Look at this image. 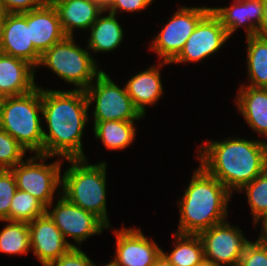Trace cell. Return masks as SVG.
<instances>
[{
    "mask_svg": "<svg viewBox=\"0 0 267 266\" xmlns=\"http://www.w3.org/2000/svg\"><path fill=\"white\" fill-rule=\"evenodd\" d=\"M89 104L84 90L42 89L43 154L65 159L86 158L81 138L88 121Z\"/></svg>",
    "mask_w": 267,
    "mask_h": 266,
    "instance_id": "6da1fadb",
    "label": "cell"
},
{
    "mask_svg": "<svg viewBox=\"0 0 267 266\" xmlns=\"http://www.w3.org/2000/svg\"><path fill=\"white\" fill-rule=\"evenodd\" d=\"M200 165L232 194L267 168V142L228 138L207 141L199 149Z\"/></svg>",
    "mask_w": 267,
    "mask_h": 266,
    "instance_id": "7a4b0ae2",
    "label": "cell"
},
{
    "mask_svg": "<svg viewBox=\"0 0 267 266\" xmlns=\"http://www.w3.org/2000/svg\"><path fill=\"white\" fill-rule=\"evenodd\" d=\"M182 198L179 200L180 222L176 233L198 235L226 221L231 193L201 165L193 173Z\"/></svg>",
    "mask_w": 267,
    "mask_h": 266,
    "instance_id": "3957f363",
    "label": "cell"
},
{
    "mask_svg": "<svg viewBox=\"0 0 267 266\" xmlns=\"http://www.w3.org/2000/svg\"><path fill=\"white\" fill-rule=\"evenodd\" d=\"M42 88L0 99V128L26 151L43 154Z\"/></svg>",
    "mask_w": 267,
    "mask_h": 266,
    "instance_id": "277c9868",
    "label": "cell"
},
{
    "mask_svg": "<svg viewBox=\"0 0 267 266\" xmlns=\"http://www.w3.org/2000/svg\"><path fill=\"white\" fill-rule=\"evenodd\" d=\"M72 165L61 178L60 196L92 212L110 227L106 207V162L87 164V158L66 159Z\"/></svg>",
    "mask_w": 267,
    "mask_h": 266,
    "instance_id": "5b68a950",
    "label": "cell"
},
{
    "mask_svg": "<svg viewBox=\"0 0 267 266\" xmlns=\"http://www.w3.org/2000/svg\"><path fill=\"white\" fill-rule=\"evenodd\" d=\"M74 40L73 37L66 36L46 50L41 55L39 66H47L65 82L75 84L77 90L85 91L102 70L98 69L88 48H80Z\"/></svg>",
    "mask_w": 267,
    "mask_h": 266,
    "instance_id": "8992f818",
    "label": "cell"
},
{
    "mask_svg": "<svg viewBox=\"0 0 267 266\" xmlns=\"http://www.w3.org/2000/svg\"><path fill=\"white\" fill-rule=\"evenodd\" d=\"M95 81L85 90L89 106L94 101V122L109 120L135 121L143 116L134 106L126 87L119 88L110 77L102 71Z\"/></svg>",
    "mask_w": 267,
    "mask_h": 266,
    "instance_id": "52a82bcc",
    "label": "cell"
},
{
    "mask_svg": "<svg viewBox=\"0 0 267 266\" xmlns=\"http://www.w3.org/2000/svg\"><path fill=\"white\" fill-rule=\"evenodd\" d=\"M53 156L35 154L13 167L17 189L30 193L41 201L46 208H51L56 189L61 186V159L60 161L44 164L45 159ZM40 160L39 162H36ZM36 162V163H35Z\"/></svg>",
    "mask_w": 267,
    "mask_h": 266,
    "instance_id": "ba28073f",
    "label": "cell"
},
{
    "mask_svg": "<svg viewBox=\"0 0 267 266\" xmlns=\"http://www.w3.org/2000/svg\"><path fill=\"white\" fill-rule=\"evenodd\" d=\"M211 10V7H181L153 38V49L163 61L158 67L171 62L179 55L187 39L198 22Z\"/></svg>",
    "mask_w": 267,
    "mask_h": 266,
    "instance_id": "9c48e42d",
    "label": "cell"
},
{
    "mask_svg": "<svg viewBox=\"0 0 267 266\" xmlns=\"http://www.w3.org/2000/svg\"><path fill=\"white\" fill-rule=\"evenodd\" d=\"M204 259L217 266H238L246 244L243 232L227 221L214 225L198 234Z\"/></svg>",
    "mask_w": 267,
    "mask_h": 266,
    "instance_id": "30bf717a",
    "label": "cell"
},
{
    "mask_svg": "<svg viewBox=\"0 0 267 266\" xmlns=\"http://www.w3.org/2000/svg\"><path fill=\"white\" fill-rule=\"evenodd\" d=\"M52 209L50 211L46 208V214L55 223L68 243L66 238L68 236L80 245L88 237L101 234L104 228H109L95 214L71 203L64 196L58 199L55 208Z\"/></svg>",
    "mask_w": 267,
    "mask_h": 266,
    "instance_id": "8fae6325",
    "label": "cell"
},
{
    "mask_svg": "<svg viewBox=\"0 0 267 266\" xmlns=\"http://www.w3.org/2000/svg\"><path fill=\"white\" fill-rule=\"evenodd\" d=\"M219 18L210 10L197 24L171 63L198 62L221 49L229 39Z\"/></svg>",
    "mask_w": 267,
    "mask_h": 266,
    "instance_id": "7c38bea8",
    "label": "cell"
},
{
    "mask_svg": "<svg viewBox=\"0 0 267 266\" xmlns=\"http://www.w3.org/2000/svg\"><path fill=\"white\" fill-rule=\"evenodd\" d=\"M116 255L113 266H153L162 253L161 248L148 240L138 228L116 230Z\"/></svg>",
    "mask_w": 267,
    "mask_h": 266,
    "instance_id": "4fadbf2b",
    "label": "cell"
},
{
    "mask_svg": "<svg viewBox=\"0 0 267 266\" xmlns=\"http://www.w3.org/2000/svg\"><path fill=\"white\" fill-rule=\"evenodd\" d=\"M30 247L43 266L67 253L75 244L68 243L47 214L28 223Z\"/></svg>",
    "mask_w": 267,
    "mask_h": 266,
    "instance_id": "5bb4252c",
    "label": "cell"
},
{
    "mask_svg": "<svg viewBox=\"0 0 267 266\" xmlns=\"http://www.w3.org/2000/svg\"><path fill=\"white\" fill-rule=\"evenodd\" d=\"M1 29V53L21 58L39 66L41 54L30 40L27 12L8 13Z\"/></svg>",
    "mask_w": 267,
    "mask_h": 266,
    "instance_id": "9a60e30c",
    "label": "cell"
},
{
    "mask_svg": "<svg viewBox=\"0 0 267 266\" xmlns=\"http://www.w3.org/2000/svg\"><path fill=\"white\" fill-rule=\"evenodd\" d=\"M27 25L30 40L41 55L66 37L58 13L49 0L39 8L27 12Z\"/></svg>",
    "mask_w": 267,
    "mask_h": 266,
    "instance_id": "2e32d148",
    "label": "cell"
},
{
    "mask_svg": "<svg viewBox=\"0 0 267 266\" xmlns=\"http://www.w3.org/2000/svg\"><path fill=\"white\" fill-rule=\"evenodd\" d=\"M230 37L240 26L245 27L246 36L257 35L263 18L262 0H234L231 7H212ZM256 22V23H255Z\"/></svg>",
    "mask_w": 267,
    "mask_h": 266,
    "instance_id": "e0dca14e",
    "label": "cell"
},
{
    "mask_svg": "<svg viewBox=\"0 0 267 266\" xmlns=\"http://www.w3.org/2000/svg\"><path fill=\"white\" fill-rule=\"evenodd\" d=\"M35 69L24 59L0 53V97L23 95L35 89Z\"/></svg>",
    "mask_w": 267,
    "mask_h": 266,
    "instance_id": "ac0fdd59",
    "label": "cell"
},
{
    "mask_svg": "<svg viewBox=\"0 0 267 266\" xmlns=\"http://www.w3.org/2000/svg\"><path fill=\"white\" fill-rule=\"evenodd\" d=\"M55 7L62 30L66 36H73V30L90 29L105 9L95 0H49Z\"/></svg>",
    "mask_w": 267,
    "mask_h": 266,
    "instance_id": "d6986e66",
    "label": "cell"
},
{
    "mask_svg": "<svg viewBox=\"0 0 267 266\" xmlns=\"http://www.w3.org/2000/svg\"><path fill=\"white\" fill-rule=\"evenodd\" d=\"M160 69L152 66L134 75L125 84L126 90L136 109L145 116V106L153 105L163 94Z\"/></svg>",
    "mask_w": 267,
    "mask_h": 266,
    "instance_id": "ffe728a7",
    "label": "cell"
},
{
    "mask_svg": "<svg viewBox=\"0 0 267 266\" xmlns=\"http://www.w3.org/2000/svg\"><path fill=\"white\" fill-rule=\"evenodd\" d=\"M235 102L254 132L267 137V88L242 85Z\"/></svg>",
    "mask_w": 267,
    "mask_h": 266,
    "instance_id": "44dd1931",
    "label": "cell"
},
{
    "mask_svg": "<svg viewBox=\"0 0 267 266\" xmlns=\"http://www.w3.org/2000/svg\"><path fill=\"white\" fill-rule=\"evenodd\" d=\"M91 34L88 39V50L96 52H110L118 48L123 39V28L117 21L116 15L108 13V16L99 15L91 26Z\"/></svg>",
    "mask_w": 267,
    "mask_h": 266,
    "instance_id": "7402d4cb",
    "label": "cell"
},
{
    "mask_svg": "<svg viewBox=\"0 0 267 266\" xmlns=\"http://www.w3.org/2000/svg\"><path fill=\"white\" fill-rule=\"evenodd\" d=\"M247 38V68L251 87L267 88V37Z\"/></svg>",
    "mask_w": 267,
    "mask_h": 266,
    "instance_id": "603a6c76",
    "label": "cell"
},
{
    "mask_svg": "<svg viewBox=\"0 0 267 266\" xmlns=\"http://www.w3.org/2000/svg\"><path fill=\"white\" fill-rule=\"evenodd\" d=\"M134 121L109 120L94 122V134L105 148L118 150L128 147L135 138Z\"/></svg>",
    "mask_w": 267,
    "mask_h": 266,
    "instance_id": "cb8c5ba5",
    "label": "cell"
},
{
    "mask_svg": "<svg viewBox=\"0 0 267 266\" xmlns=\"http://www.w3.org/2000/svg\"><path fill=\"white\" fill-rule=\"evenodd\" d=\"M174 237L177 242L172 252L168 255L162 251L174 266H197L204 260L203 245L198 235L176 233Z\"/></svg>",
    "mask_w": 267,
    "mask_h": 266,
    "instance_id": "d4e9b609",
    "label": "cell"
},
{
    "mask_svg": "<svg viewBox=\"0 0 267 266\" xmlns=\"http://www.w3.org/2000/svg\"><path fill=\"white\" fill-rule=\"evenodd\" d=\"M3 222L8 224L0 232V252L27 255L31 249L28 223L6 220Z\"/></svg>",
    "mask_w": 267,
    "mask_h": 266,
    "instance_id": "484cf974",
    "label": "cell"
},
{
    "mask_svg": "<svg viewBox=\"0 0 267 266\" xmlns=\"http://www.w3.org/2000/svg\"><path fill=\"white\" fill-rule=\"evenodd\" d=\"M46 214V206L30 193L17 189L12 198L9 221L31 222Z\"/></svg>",
    "mask_w": 267,
    "mask_h": 266,
    "instance_id": "4316f807",
    "label": "cell"
},
{
    "mask_svg": "<svg viewBox=\"0 0 267 266\" xmlns=\"http://www.w3.org/2000/svg\"><path fill=\"white\" fill-rule=\"evenodd\" d=\"M241 190L246 191L256 226L259 221L267 219V168Z\"/></svg>",
    "mask_w": 267,
    "mask_h": 266,
    "instance_id": "83f0119b",
    "label": "cell"
},
{
    "mask_svg": "<svg viewBox=\"0 0 267 266\" xmlns=\"http://www.w3.org/2000/svg\"><path fill=\"white\" fill-rule=\"evenodd\" d=\"M26 150L0 128V169H12L23 161Z\"/></svg>",
    "mask_w": 267,
    "mask_h": 266,
    "instance_id": "f1b7e54d",
    "label": "cell"
},
{
    "mask_svg": "<svg viewBox=\"0 0 267 266\" xmlns=\"http://www.w3.org/2000/svg\"><path fill=\"white\" fill-rule=\"evenodd\" d=\"M17 191L15 176L11 169H0V221H9V210Z\"/></svg>",
    "mask_w": 267,
    "mask_h": 266,
    "instance_id": "f546056e",
    "label": "cell"
},
{
    "mask_svg": "<svg viewBox=\"0 0 267 266\" xmlns=\"http://www.w3.org/2000/svg\"><path fill=\"white\" fill-rule=\"evenodd\" d=\"M238 266H267V247L259 239L255 242L249 241Z\"/></svg>",
    "mask_w": 267,
    "mask_h": 266,
    "instance_id": "4dcf8cb0",
    "label": "cell"
},
{
    "mask_svg": "<svg viewBox=\"0 0 267 266\" xmlns=\"http://www.w3.org/2000/svg\"><path fill=\"white\" fill-rule=\"evenodd\" d=\"M48 266H97L79 248L72 247L67 253L51 262Z\"/></svg>",
    "mask_w": 267,
    "mask_h": 266,
    "instance_id": "1f68e13d",
    "label": "cell"
},
{
    "mask_svg": "<svg viewBox=\"0 0 267 266\" xmlns=\"http://www.w3.org/2000/svg\"><path fill=\"white\" fill-rule=\"evenodd\" d=\"M151 2H153V0H111L109 5L105 8V11L115 15L118 13V10L120 12H138L145 9Z\"/></svg>",
    "mask_w": 267,
    "mask_h": 266,
    "instance_id": "d6a6232c",
    "label": "cell"
},
{
    "mask_svg": "<svg viewBox=\"0 0 267 266\" xmlns=\"http://www.w3.org/2000/svg\"><path fill=\"white\" fill-rule=\"evenodd\" d=\"M47 0H2L8 13H24L42 6Z\"/></svg>",
    "mask_w": 267,
    "mask_h": 266,
    "instance_id": "836d02e7",
    "label": "cell"
},
{
    "mask_svg": "<svg viewBox=\"0 0 267 266\" xmlns=\"http://www.w3.org/2000/svg\"><path fill=\"white\" fill-rule=\"evenodd\" d=\"M263 18L260 27L257 29V35L267 37V0H262Z\"/></svg>",
    "mask_w": 267,
    "mask_h": 266,
    "instance_id": "e575fe53",
    "label": "cell"
},
{
    "mask_svg": "<svg viewBox=\"0 0 267 266\" xmlns=\"http://www.w3.org/2000/svg\"><path fill=\"white\" fill-rule=\"evenodd\" d=\"M262 226H261V233L259 236V240L267 247V221H260Z\"/></svg>",
    "mask_w": 267,
    "mask_h": 266,
    "instance_id": "d590c367",
    "label": "cell"
},
{
    "mask_svg": "<svg viewBox=\"0 0 267 266\" xmlns=\"http://www.w3.org/2000/svg\"><path fill=\"white\" fill-rule=\"evenodd\" d=\"M153 266H174L162 253L156 259Z\"/></svg>",
    "mask_w": 267,
    "mask_h": 266,
    "instance_id": "8d00e7d4",
    "label": "cell"
},
{
    "mask_svg": "<svg viewBox=\"0 0 267 266\" xmlns=\"http://www.w3.org/2000/svg\"><path fill=\"white\" fill-rule=\"evenodd\" d=\"M8 15V12L2 2V0H0V27L3 24V22L6 19V16Z\"/></svg>",
    "mask_w": 267,
    "mask_h": 266,
    "instance_id": "74e56055",
    "label": "cell"
},
{
    "mask_svg": "<svg viewBox=\"0 0 267 266\" xmlns=\"http://www.w3.org/2000/svg\"><path fill=\"white\" fill-rule=\"evenodd\" d=\"M96 2H98L104 9L109 5V3L111 2V0H95Z\"/></svg>",
    "mask_w": 267,
    "mask_h": 266,
    "instance_id": "f35d334b",
    "label": "cell"
},
{
    "mask_svg": "<svg viewBox=\"0 0 267 266\" xmlns=\"http://www.w3.org/2000/svg\"><path fill=\"white\" fill-rule=\"evenodd\" d=\"M197 266H217L216 264L210 262V261H207V260H203L200 264H198Z\"/></svg>",
    "mask_w": 267,
    "mask_h": 266,
    "instance_id": "ab89813d",
    "label": "cell"
},
{
    "mask_svg": "<svg viewBox=\"0 0 267 266\" xmlns=\"http://www.w3.org/2000/svg\"><path fill=\"white\" fill-rule=\"evenodd\" d=\"M0 53H1V29H0Z\"/></svg>",
    "mask_w": 267,
    "mask_h": 266,
    "instance_id": "60d3db41",
    "label": "cell"
},
{
    "mask_svg": "<svg viewBox=\"0 0 267 266\" xmlns=\"http://www.w3.org/2000/svg\"><path fill=\"white\" fill-rule=\"evenodd\" d=\"M105 266H113L111 263L106 264Z\"/></svg>",
    "mask_w": 267,
    "mask_h": 266,
    "instance_id": "b9f144b4",
    "label": "cell"
}]
</instances>
